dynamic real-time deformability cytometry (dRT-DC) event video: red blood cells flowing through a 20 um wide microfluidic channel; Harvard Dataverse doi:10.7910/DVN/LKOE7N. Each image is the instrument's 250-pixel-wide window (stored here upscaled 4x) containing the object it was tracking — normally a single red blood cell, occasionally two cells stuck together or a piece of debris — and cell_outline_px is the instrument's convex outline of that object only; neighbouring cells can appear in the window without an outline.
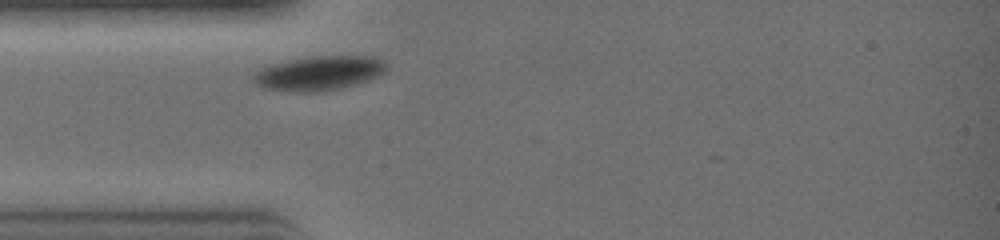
{"species": "common noctule bat (a hibernating species)", "species_latin": "Nyctalus noctula", "temperature_condition": "warm", "stored_images_in_passage": 4, "camera_frame_rate_fps": 3000, "um_per_image_px": 0.085, "animal": {"sex": "female", "body_mass_g": 19.0, "forearm_length_mm": 51.5}, "frame": {"image": 1, "passage_image": 1, "time_ms": 0.0, "image_size_px": [1000, 240], "cell_outline_px": [[388, 68], [384, 72], [368, 80], [356, 84], [324, 92], [296, 92], [264, 88], [256, 84], [252, 80], [252, 76], [260, 68], [272, 64], [288, 60], [308, 56], [372, 56], [384, 60], [388, 64]], "centroid_in_image_um": [27.12, 6.22], "position_along_channel_um": 57.9, "area_um2": 26.88}}